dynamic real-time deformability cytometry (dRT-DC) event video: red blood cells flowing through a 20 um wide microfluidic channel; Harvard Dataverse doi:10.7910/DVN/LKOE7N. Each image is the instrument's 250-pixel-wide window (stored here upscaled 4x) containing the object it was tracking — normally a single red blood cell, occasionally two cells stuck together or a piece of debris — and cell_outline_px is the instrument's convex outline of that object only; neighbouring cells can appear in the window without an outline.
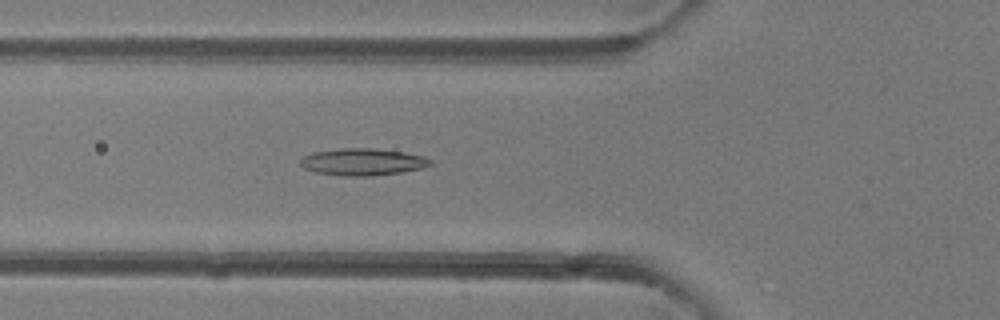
{"species": "common noctule bat (a hibernating species)", "species_latin": "Nyctalus noctula", "temperature_condition": "room temperature", "stored_images_in_passage": 43, "camera_frame_rate_fps": 3000, "um_per_image_px": 0.085, "animal": {"sex": "female"}, "frame": {"image": 1, "passage_image": 16, "time_ms": 5.0, "image_size_px": [1000, 320], "cell_outline_px": [[432, 164], [424, 168], [400, 172], [372, 176], [340, 176], [316, 172], [304, 168], [300, 164], [300, 160], [304, 156], [312, 152], [340, 148], [376, 148], [404, 152], [424, 156], [432, 160]], "centroid_in_image_um": [30.84, 13.76], "position_along_channel_um": 95.0, "area_um2": 20.63}}
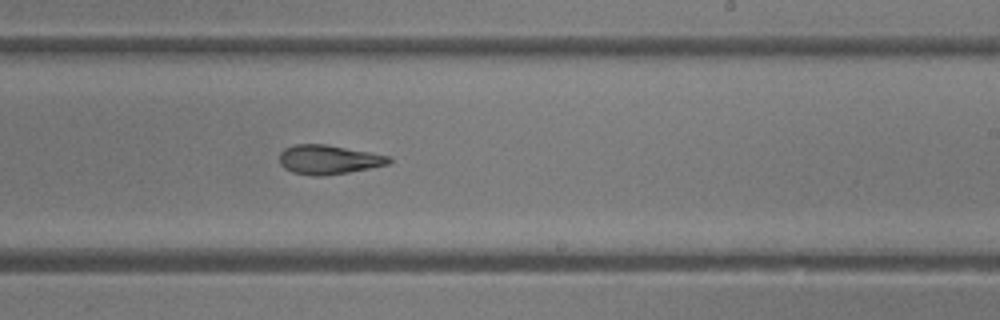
{"frame": {"image": 2, "passage_image": 28, "time_ms": 9.0, "image_size_px": [1000, 320], "cell_outline_px": [[392, 160], [388, 164], [348, 172], [324, 176], [312, 176], [292, 172], [284, 168], [280, 164], [280, 152], [284, 148], [296, 144], [324, 144], [368, 152], [388, 156]], "centroid_in_image_um": [27.87, 13.57], "position_along_channel_um": 261.1, "area_um2": 18.44}}
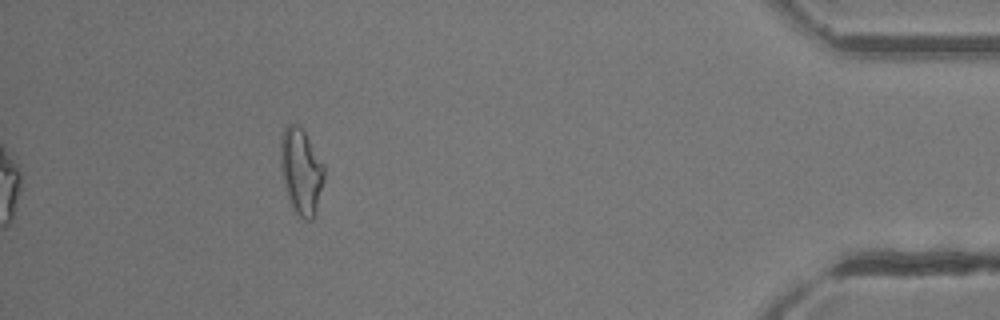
{"frame": {"image": 3, "passage_image": 43, "time_ms": 14.0, "image_size_px": [1000, 320], "cell_outline_px": [[324, 180], [316, 208], [312, 220], [304, 220], [292, 208], [288, 200], [280, 168], [280, 140], [284, 128], [288, 124], [296, 124], [304, 132], [324, 164]], "centroid_in_image_um": [25.57, 14.56], "position_along_channel_um": 409.6, "area_um2": 21.73}, "authors_computed_cell_mechanics": {"area_um2": 19.7676, "velocity_mm_per_s": 4.1403, "shape_relaxation_time_tau1_ms": null, "shape_relaxation_time_tau2_ms": 5.2955, "deformation_change_tau1": null, "deformation_change_tau2": 0.1707}}